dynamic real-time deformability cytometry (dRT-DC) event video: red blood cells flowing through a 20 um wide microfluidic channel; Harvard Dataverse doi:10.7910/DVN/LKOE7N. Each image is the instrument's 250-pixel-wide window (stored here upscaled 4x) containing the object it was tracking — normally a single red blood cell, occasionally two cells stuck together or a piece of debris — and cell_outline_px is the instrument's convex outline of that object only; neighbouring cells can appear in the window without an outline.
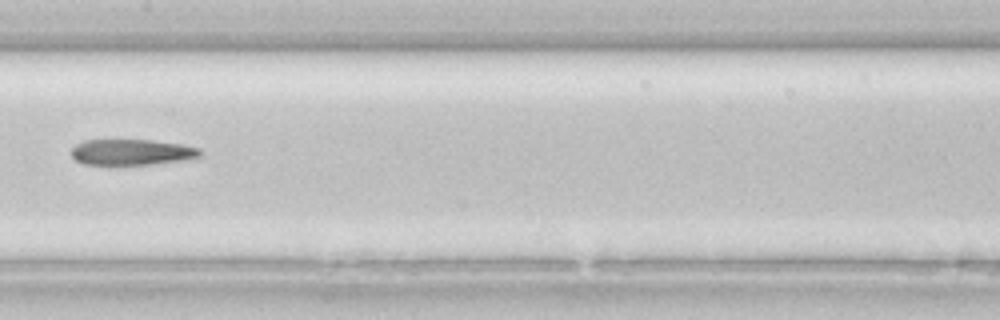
{"species": "common noctule bat (a hibernating species)", "species_latin": "Nyctalus noctula", "temperature_condition": "room temperature", "stored_images_in_passage": 37, "camera_frame_rate_fps": 3000, "um_per_image_px": 0.085, "animal": {"sex": "female", "body_mass_g": 22.7, "forearm_length_mm": 54.2}, "frame": {"image": 1, "passage_image": 16, "time_ms": 5.0, "image_size_px": [1000, 320], "cell_outline_px": [[204, 152], [200, 156], [180, 160], [152, 164], [108, 168], [84, 164], [76, 160], [72, 156], [72, 148], [76, 144], [84, 140], [152, 140], [180, 144], [200, 148]], "centroid_in_image_um": [11.13, 12.98], "position_along_channel_um": 196.3, "area_um2": 20.17}}
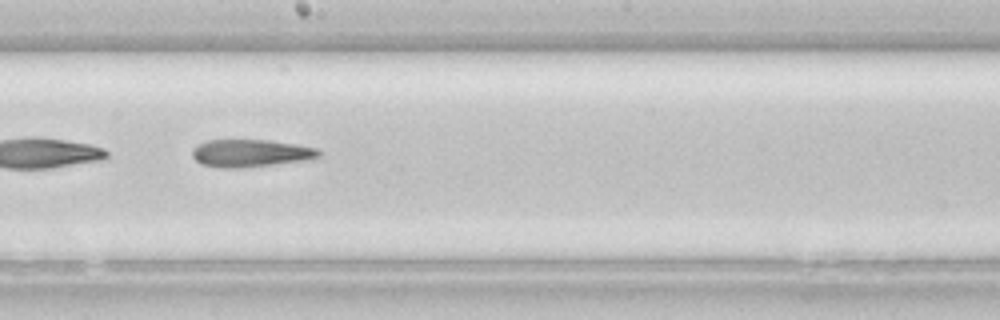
{"frame": {"image": 2, "passage_image": 18, "time_ms": 5.667, "image_size_px": [1000, 320], "cell_outline_px": [[320, 156], [308, 160], [240, 168], [220, 168], [200, 164], [192, 156], [192, 148], [208, 140], [268, 140], [296, 144], [316, 148], [320, 152]], "centroid_in_image_um": [21.28, 13.02], "position_along_channel_um": 226.9, "area_um2": 20.29}}